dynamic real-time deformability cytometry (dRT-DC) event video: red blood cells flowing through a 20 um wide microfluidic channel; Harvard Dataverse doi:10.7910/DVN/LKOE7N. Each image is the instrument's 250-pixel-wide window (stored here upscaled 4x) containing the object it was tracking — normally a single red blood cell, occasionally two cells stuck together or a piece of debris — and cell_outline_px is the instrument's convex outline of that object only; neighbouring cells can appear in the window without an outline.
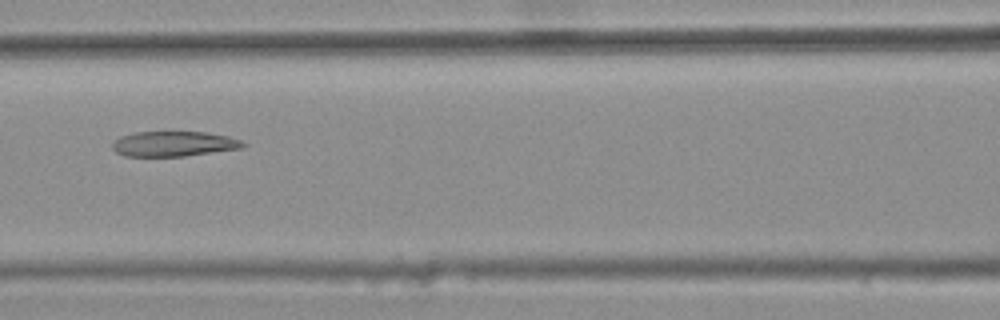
{"species": "common noctule bat (a hibernating species)", "species_latin": "Nyctalus noctula", "temperature_condition": "warm", "stored_images_in_passage": 3, "camera_frame_rate_fps": 3000, "um_per_image_px": 0.085, "animal": {"sex": "female", "body_mass_g": 25.1}, "frame": {"image": 1, "passage_image": 3, "time_ms": 0.667, "image_size_px": [1000, 320], "cell_outline_px": [[248, 144], [240, 148], [184, 156], [124, 156], [116, 152], [112, 148], [112, 144], [120, 136], [136, 132], [204, 132], [228, 136], [240, 140]], "centroid_in_image_um": [14.75, 12.22], "position_along_channel_um": 151.8, "area_um2": 18.96}}